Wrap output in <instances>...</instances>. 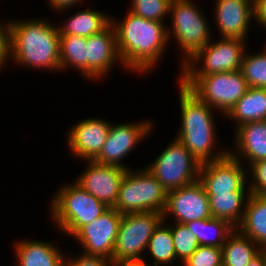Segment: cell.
<instances>
[{"instance_id":"3957f363","label":"cell","mask_w":266,"mask_h":266,"mask_svg":"<svg viewBox=\"0 0 266 266\" xmlns=\"http://www.w3.org/2000/svg\"><path fill=\"white\" fill-rule=\"evenodd\" d=\"M179 87L182 126L176 139L200 163L224 158L229 151H222L217 155L212 151L216 144L212 107L201 101L181 82Z\"/></svg>"},{"instance_id":"4fadbf2b","label":"cell","mask_w":266,"mask_h":266,"mask_svg":"<svg viewBox=\"0 0 266 266\" xmlns=\"http://www.w3.org/2000/svg\"><path fill=\"white\" fill-rule=\"evenodd\" d=\"M167 213L175 216L176 223L181 224L211 218L209 197L203 185L196 181L188 186L167 191L163 220L168 217Z\"/></svg>"},{"instance_id":"484cf974","label":"cell","mask_w":266,"mask_h":266,"mask_svg":"<svg viewBox=\"0 0 266 266\" xmlns=\"http://www.w3.org/2000/svg\"><path fill=\"white\" fill-rule=\"evenodd\" d=\"M109 18L96 10H82L70 17L61 28L58 27L59 34L90 37L105 29L111 23Z\"/></svg>"},{"instance_id":"4dcf8cb0","label":"cell","mask_w":266,"mask_h":266,"mask_svg":"<svg viewBox=\"0 0 266 266\" xmlns=\"http://www.w3.org/2000/svg\"><path fill=\"white\" fill-rule=\"evenodd\" d=\"M171 0H132L131 12L148 20L163 22Z\"/></svg>"},{"instance_id":"d590c367","label":"cell","mask_w":266,"mask_h":266,"mask_svg":"<svg viewBox=\"0 0 266 266\" xmlns=\"http://www.w3.org/2000/svg\"><path fill=\"white\" fill-rule=\"evenodd\" d=\"M254 17L261 26L266 25V0H253Z\"/></svg>"},{"instance_id":"f546056e","label":"cell","mask_w":266,"mask_h":266,"mask_svg":"<svg viewBox=\"0 0 266 266\" xmlns=\"http://www.w3.org/2000/svg\"><path fill=\"white\" fill-rule=\"evenodd\" d=\"M171 226L173 244L175 248L176 258L185 263L186 260L197 250L199 243L194 233L185 227L184 224L176 223Z\"/></svg>"},{"instance_id":"5bb4252c","label":"cell","mask_w":266,"mask_h":266,"mask_svg":"<svg viewBox=\"0 0 266 266\" xmlns=\"http://www.w3.org/2000/svg\"><path fill=\"white\" fill-rule=\"evenodd\" d=\"M150 122L111 125L107 139L99 153L93 160L103 165L118 166L124 169L121 159L127 155L139 141L151 131Z\"/></svg>"},{"instance_id":"52a82bcc","label":"cell","mask_w":266,"mask_h":266,"mask_svg":"<svg viewBox=\"0 0 266 266\" xmlns=\"http://www.w3.org/2000/svg\"><path fill=\"white\" fill-rule=\"evenodd\" d=\"M162 221L163 214L157 212L123 214L114 244L113 263H142L141 254Z\"/></svg>"},{"instance_id":"9c48e42d","label":"cell","mask_w":266,"mask_h":266,"mask_svg":"<svg viewBox=\"0 0 266 266\" xmlns=\"http://www.w3.org/2000/svg\"><path fill=\"white\" fill-rule=\"evenodd\" d=\"M169 11L173 14V35L186 55L184 64L211 42L208 23L190 0H171Z\"/></svg>"},{"instance_id":"e575fe53","label":"cell","mask_w":266,"mask_h":266,"mask_svg":"<svg viewBox=\"0 0 266 266\" xmlns=\"http://www.w3.org/2000/svg\"><path fill=\"white\" fill-rule=\"evenodd\" d=\"M9 55V29L8 25L6 27L0 26V67Z\"/></svg>"},{"instance_id":"5b68a950","label":"cell","mask_w":266,"mask_h":266,"mask_svg":"<svg viewBox=\"0 0 266 266\" xmlns=\"http://www.w3.org/2000/svg\"><path fill=\"white\" fill-rule=\"evenodd\" d=\"M167 191L147 169L131 171L123 176L115 206L120 214L157 212L164 213Z\"/></svg>"},{"instance_id":"7402d4cb","label":"cell","mask_w":266,"mask_h":266,"mask_svg":"<svg viewBox=\"0 0 266 266\" xmlns=\"http://www.w3.org/2000/svg\"><path fill=\"white\" fill-rule=\"evenodd\" d=\"M227 116L236 120L237 127L247 122L266 120V88L249 87Z\"/></svg>"},{"instance_id":"74e56055","label":"cell","mask_w":266,"mask_h":266,"mask_svg":"<svg viewBox=\"0 0 266 266\" xmlns=\"http://www.w3.org/2000/svg\"><path fill=\"white\" fill-rule=\"evenodd\" d=\"M247 266H266V253L262 250Z\"/></svg>"},{"instance_id":"44dd1931","label":"cell","mask_w":266,"mask_h":266,"mask_svg":"<svg viewBox=\"0 0 266 266\" xmlns=\"http://www.w3.org/2000/svg\"><path fill=\"white\" fill-rule=\"evenodd\" d=\"M16 246L17 266H64L65 257L48 242L24 240Z\"/></svg>"},{"instance_id":"1f68e13d","label":"cell","mask_w":266,"mask_h":266,"mask_svg":"<svg viewBox=\"0 0 266 266\" xmlns=\"http://www.w3.org/2000/svg\"><path fill=\"white\" fill-rule=\"evenodd\" d=\"M183 264L184 266H222V250L219 247L199 246Z\"/></svg>"},{"instance_id":"2e32d148","label":"cell","mask_w":266,"mask_h":266,"mask_svg":"<svg viewBox=\"0 0 266 266\" xmlns=\"http://www.w3.org/2000/svg\"><path fill=\"white\" fill-rule=\"evenodd\" d=\"M110 126V122L97 118H88L74 125L67 137V144L72 154L81 159L93 161L107 139Z\"/></svg>"},{"instance_id":"e0dca14e","label":"cell","mask_w":266,"mask_h":266,"mask_svg":"<svg viewBox=\"0 0 266 266\" xmlns=\"http://www.w3.org/2000/svg\"><path fill=\"white\" fill-rule=\"evenodd\" d=\"M86 59L87 77L91 79L107 74L116 60L121 62L112 23L101 32L87 37Z\"/></svg>"},{"instance_id":"9a60e30c","label":"cell","mask_w":266,"mask_h":266,"mask_svg":"<svg viewBox=\"0 0 266 266\" xmlns=\"http://www.w3.org/2000/svg\"><path fill=\"white\" fill-rule=\"evenodd\" d=\"M88 164V168L77 178L76 183L108 207H114L127 169L95 161H89Z\"/></svg>"},{"instance_id":"f35d334b","label":"cell","mask_w":266,"mask_h":266,"mask_svg":"<svg viewBox=\"0 0 266 266\" xmlns=\"http://www.w3.org/2000/svg\"><path fill=\"white\" fill-rule=\"evenodd\" d=\"M114 266H148V265L143 260L142 263H121V264H114Z\"/></svg>"},{"instance_id":"ffe728a7","label":"cell","mask_w":266,"mask_h":266,"mask_svg":"<svg viewBox=\"0 0 266 266\" xmlns=\"http://www.w3.org/2000/svg\"><path fill=\"white\" fill-rule=\"evenodd\" d=\"M235 135L237 149L250 164L266 159V120L244 123Z\"/></svg>"},{"instance_id":"277c9868","label":"cell","mask_w":266,"mask_h":266,"mask_svg":"<svg viewBox=\"0 0 266 266\" xmlns=\"http://www.w3.org/2000/svg\"><path fill=\"white\" fill-rule=\"evenodd\" d=\"M56 194L51 201L52 217L62 231L73 236L109 208L76 182L62 187Z\"/></svg>"},{"instance_id":"83f0119b","label":"cell","mask_w":266,"mask_h":266,"mask_svg":"<svg viewBox=\"0 0 266 266\" xmlns=\"http://www.w3.org/2000/svg\"><path fill=\"white\" fill-rule=\"evenodd\" d=\"M165 222L162 221L154 230L147 244V249L155 261V266L170 264L173 262L172 260L176 259L171 227L164 226Z\"/></svg>"},{"instance_id":"8fae6325","label":"cell","mask_w":266,"mask_h":266,"mask_svg":"<svg viewBox=\"0 0 266 266\" xmlns=\"http://www.w3.org/2000/svg\"><path fill=\"white\" fill-rule=\"evenodd\" d=\"M198 181L206 194L247 191L246 173L239 155L230 151L222 159L201 163Z\"/></svg>"},{"instance_id":"ac0fdd59","label":"cell","mask_w":266,"mask_h":266,"mask_svg":"<svg viewBox=\"0 0 266 266\" xmlns=\"http://www.w3.org/2000/svg\"><path fill=\"white\" fill-rule=\"evenodd\" d=\"M215 11L222 38L246 40L253 16V0H217Z\"/></svg>"},{"instance_id":"ba28073f","label":"cell","mask_w":266,"mask_h":266,"mask_svg":"<svg viewBox=\"0 0 266 266\" xmlns=\"http://www.w3.org/2000/svg\"><path fill=\"white\" fill-rule=\"evenodd\" d=\"M147 169L166 191L198 181L201 163L177 139Z\"/></svg>"},{"instance_id":"603a6c76","label":"cell","mask_w":266,"mask_h":266,"mask_svg":"<svg viewBox=\"0 0 266 266\" xmlns=\"http://www.w3.org/2000/svg\"><path fill=\"white\" fill-rule=\"evenodd\" d=\"M197 237L199 246L222 248L227 238L236 229L230 222L220 218H206L183 223ZM216 230V231H215ZM210 231V232H209ZM218 235L217 238L211 235Z\"/></svg>"},{"instance_id":"8992f818","label":"cell","mask_w":266,"mask_h":266,"mask_svg":"<svg viewBox=\"0 0 266 266\" xmlns=\"http://www.w3.org/2000/svg\"><path fill=\"white\" fill-rule=\"evenodd\" d=\"M201 101L227 114L249 86L241 70L205 76H182L180 81ZM214 106V107H213Z\"/></svg>"},{"instance_id":"d6986e66","label":"cell","mask_w":266,"mask_h":266,"mask_svg":"<svg viewBox=\"0 0 266 266\" xmlns=\"http://www.w3.org/2000/svg\"><path fill=\"white\" fill-rule=\"evenodd\" d=\"M244 208L242 221L237 226L240 233L261 249L266 248V196L249 193Z\"/></svg>"},{"instance_id":"30bf717a","label":"cell","mask_w":266,"mask_h":266,"mask_svg":"<svg viewBox=\"0 0 266 266\" xmlns=\"http://www.w3.org/2000/svg\"><path fill=\"white\" fill-rule=\"evenodd\" d=\"M244 40L239 38H223L216 43H208L199 49L187 62L182 65V76H205L213 73L233 72L241 70L245 54ZM203 59L201 68L193 66ZM192 63V64H191Z\"/></svg>"},{"instance_id":"4316f807","label":"cell","mask_w":266,"mask_h":266,"mask_svg":"<svg viewBox=\"0 0 266 266\" xmlns=\"http://www.w3.org/2000/svg\"><path fill=\"white\" fill-rule=\"evenodd\" d=\"M87 37L60 35V70L67 65L74 66L87 77Z\"/></svg>"},{"instance_id":"cb8c5ba5","label":"cell","mask_w":266,"mask_h":266,"mask_svg":"<svg viewBox=\"0 0 266 266\" xmlns=\"http://www.w3.org/2000/svg\"><path fill=\"white\" fill-rule=\"evenodd\" d=\"M237 233L234 230L221 248L222 266H247L262 251L249 237Z\"/></svg>"},{"instance_id":"6da1fadb","label":"cell","mask_w":266,"mask_h":266,"mask_svg":"<svg viewBox=\"0 0 266 266\" xmlns=\"http://www.w3.org/2000/svg\"><path fill=\"white\" fill-rule=\"evenodd\" d=\"M111 23L124 67L140 73L151 69L169 41L171 32L163 22L148 20L128 11L123 21L116 24L112 18Z\"/></svg>"},{"instance_id":"f1b7e54d","label":"cell","mask_w":266,"mask_h":266,"mask_svg":"<svg viewBox=\"0 0 266 266\" xmlns=\"http://www.w3.org/2000/svg\"><path fill=\"white\" fill-rule=\"evenodd\" d=\"M241 72L249 87L266 88V52L244 54Z\"/></svg>"},{"instance_id":"836d02e7","label":"cell","mask_w":266,"mask_h":266,"mask_svg":"<svg viewBox=\"0 0 266 266\" xmlns=\"http://www.w3.org/2000/svg\"><path fill=\"white\" fill-rule=\"evenodd\" d=\"M64 266H114V263L103 256L82 254L75 258H65Z\"/></svg>"},{"instance_id":"7a4b0ae2","label":"cell","mask_w":266,"mask_h":266,"mask_svg":"<svg viewBox=\"0 0 266 266\" xmlns=\"http://www.w3.org/2000/svg\"><path fill=\"white\" fill-rule=\"evenodd\" d=\"M9 29V55L18 64L60 71L58 27L42 20L13 21ZM12 53V54H11Z\"/></svg>"},{"instance_id":"d6a6232c","label":"cell","mask_w":266,"mask_h":266,"mask_svg":"<svg viewBox=\"0 0 266 266\" xmlns=\"http://www.w3.org/2000/svg\"><path fill=\"white\" fill-rule=\"evenodd\" d=\"M250 167L255 181L254 184L250 183V187L248 186L247 195L251 193L266 196V159L256 161Z\"/></svg>"},{"instance_id":"7c38bea8","label":"cell","mask_w":266,"mask_h":266,"mask_svg":"<svg viewBox=\"0 0 266 266\" xmlns=\"http://www.w3.org/2000/svg\"><path fill=\"white\" fill-rule=\"evenodd\" d=\"M122 219L113 207L83 226L74 236L84 248L85 255L103 256L113 262V251Z\"/></svg>"},{"instance_id":"8d00e7d4","label":"cell","mask_w":266,"mask_h":266,"mask_svg":"<svg viewBox=\"0 0 266 266\" xmlns=\"http://www.w3.org/2000/svg\"><path fill=\"white\" fill-rule=\"evenodd\" d=\"M49 1V4H51V6L57 10H62V9H67L68 7H71L72 5H74L75 3H78L82 0H47Z\"/></svg>"},{"instance_id":"d4e9b609","label":"cell","mask_w":266,"mask_h":266,"mask_svg":"<svg viewBox=\"0 0 266 266\" xmlns=\"http://www.w3.org/2000/svg\"><path fill=\"white\" fill-rule=\"evenodd\" d=\"M244 195L245 192L207 194L212 217L224 219L237 228L244 215Z\"/></svg>"}]
</instances>
